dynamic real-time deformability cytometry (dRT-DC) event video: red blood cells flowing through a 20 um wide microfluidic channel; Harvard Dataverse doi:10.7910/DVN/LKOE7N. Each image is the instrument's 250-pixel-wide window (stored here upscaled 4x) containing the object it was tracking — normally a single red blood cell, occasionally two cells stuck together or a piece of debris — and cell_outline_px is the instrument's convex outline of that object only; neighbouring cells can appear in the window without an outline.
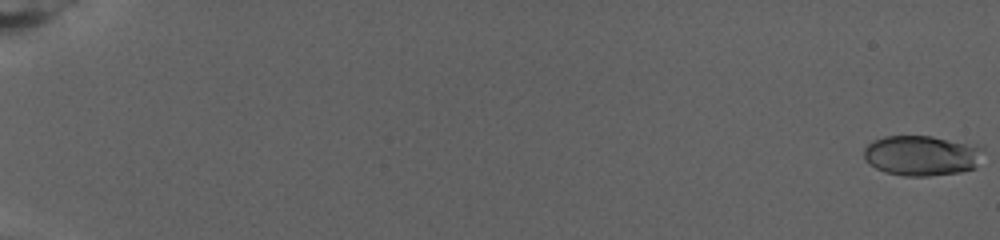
{"species": "human", "species_latin": "Homo sapiens", "temperature_condition": "warm", "stored_images_in_passage": 84, "camera_frame_rate_fps": 3000, "um_per_image_px": 0.085, "donor": {"sex": "female"}, "frame": {"image": 1, "passage_image": 1, "time_ms": 0.0, "image_size_px": [1000, 240], "cell_outline_px": [[984, 148], [976, 168], [960, 172], [928, 176], [904, 176], [884, 172], [876, 168], [864, 160], [864, 148], [872, 140], [884, 136], [932, 136], [976, 144]], "centroid_in_image_um": [78.34, 13.21], "position_along_channel_um": 6.7, "area_um2": 28.32}}
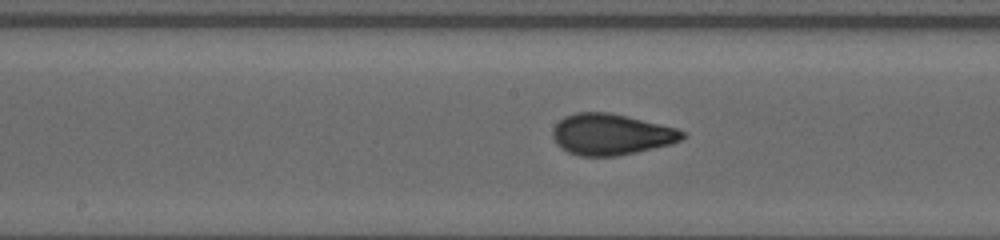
{"frame": {"image": 2, "passage_image": 48, "time_ms": 15.667, "image_size_px": [1000, 240], "cell_outline_px": [[688, 132], [680, 140], [672, 144], [636, 152], [616, 156], [580, 156], [568, 152], [560, 148], [556, 144], [552, 136], [552, 128], [564, 116], [576, 112], [608, 112], [676, 128]], "centroid_in_image_um": [51.91, 11.43], "position_along_channel_um": 196.3, "area_um2": 31.1}}
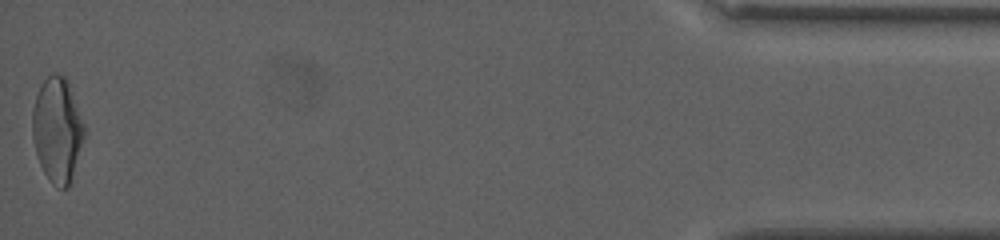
{"frame": {"image": 3, "passage_image": 84, "time_ms": 27.667, "image_size_px": [1000, 240], "cell_outline_px": [[88, 132], [68, 188], [60, 188], [52, 184], [44, 172], [40, 164], [36, 152], [32, 136], [32, 112], [36, 96], [40, 84], [48, 76], [56, 72], [64, 76], [68, 80]], "centroid_in_image_um": [4.91, 11.02], "position_along_channel_um": 430.3, "area_um2": 32.25}, "authors_computed_cell_mechanics": {"area_um2": 29.3046, "velocity_mm_per_s": 2.616, "shape_relaxation_time_tau1_ms": 9.6314, "shape_relaxation_time_tau2_ms": null, "deformation_change_tau1": 0.2324, "deformation_change_tau2": null}}